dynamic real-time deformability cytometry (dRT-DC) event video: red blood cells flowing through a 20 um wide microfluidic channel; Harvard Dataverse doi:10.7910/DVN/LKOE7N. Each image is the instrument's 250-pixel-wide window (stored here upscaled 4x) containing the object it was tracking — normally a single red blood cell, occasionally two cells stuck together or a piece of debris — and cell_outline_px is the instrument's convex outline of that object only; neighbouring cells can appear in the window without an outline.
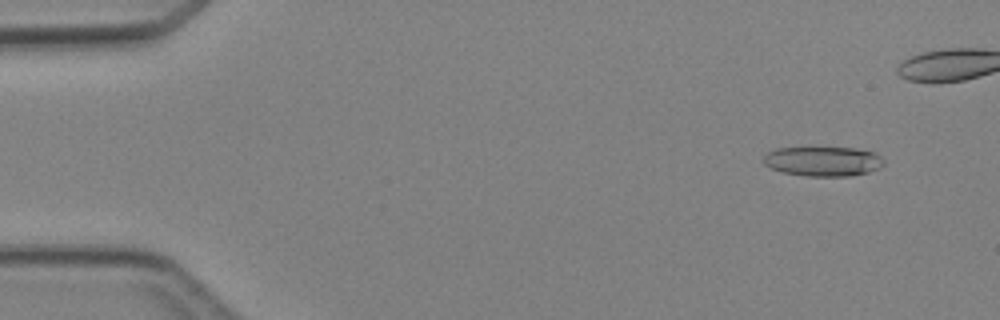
{"species": "Egyptian fruit bat (a non-hibernating species)", "species_latin": "Rousettus aegyptiacus", "temperature_condition": "cold", "stored_images_in_passage": 6, "camera_frame_rate_fps": 3000, "um_per_image_px": 0.085, "animal": {"sex": "female"}, "frame": {"image": 1, "passage_image": 1, "time_ms": 0.0, "image_size_px": [1000, 320], "cell_outline_px": [[884, 164], [880, 168], [868, 172], [848, 176], [808, 176], [784, 172], [772, 168], [764, 164], [764, 156], [768, 152], [776, 148], [856, 148], [876, 152], [884, 160]], "centroid_in_image_um": [70.0, 13.71], "position_along_channel_um": 15.0, "area_um2": 20.69}}
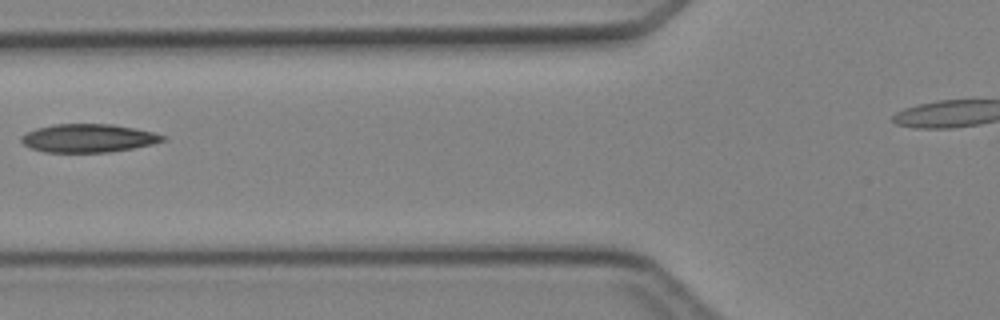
{"frame": {"image": 2, "passage_image": 6, "time_ms": 6.667, "image_size_px": [1000, 320], "cell_outline_px": [[168, 136], [164, 140], [152, 144], [132, 148], [108, 152], [44, 152], [28, 148], [20, 140], [20, 136], [36, 128], [52, 124], [112, 124], [152, 132]], "centroid_in_image_um": [7.46, 11.74], "position_along_channel_um": 118.3, "area_um2": 23.29}}